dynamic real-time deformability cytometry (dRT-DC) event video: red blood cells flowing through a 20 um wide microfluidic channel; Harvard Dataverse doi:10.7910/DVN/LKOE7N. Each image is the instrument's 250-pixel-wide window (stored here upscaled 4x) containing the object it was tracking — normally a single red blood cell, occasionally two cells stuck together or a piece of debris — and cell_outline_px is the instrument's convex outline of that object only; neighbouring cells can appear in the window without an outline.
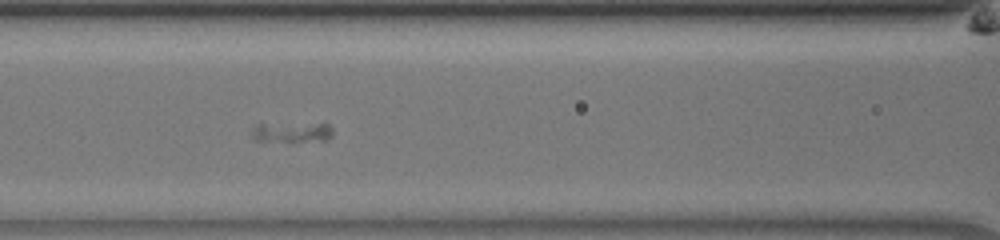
{"species": "common noctule bat (a hibernating species)", "species_latin": "Nyctalus noctula", "temperature_condition": "room temperature", "stored_images_in_passage": 26, "camera_frame_rate_fps": 3000, "um_per_image_px": 0.085, "animal": {"sex": "male", "body_mass_g": 13.0, "forearm_length_mm": 53.1}, "frame": {"image": 1, "passage_image": 7, "time_ms": 2.0, "image_size_px": [1000, 240], "cell_outline_px": [[332, 136], [328, 140], [292, 144], [256, 140], [248, 132], [256, 124], [328, 124], [332, 128]], "centroid_in_image_um": [24.78, 11.3], "position_along_channel_um": 141.8, "area_um2": 10.17}}